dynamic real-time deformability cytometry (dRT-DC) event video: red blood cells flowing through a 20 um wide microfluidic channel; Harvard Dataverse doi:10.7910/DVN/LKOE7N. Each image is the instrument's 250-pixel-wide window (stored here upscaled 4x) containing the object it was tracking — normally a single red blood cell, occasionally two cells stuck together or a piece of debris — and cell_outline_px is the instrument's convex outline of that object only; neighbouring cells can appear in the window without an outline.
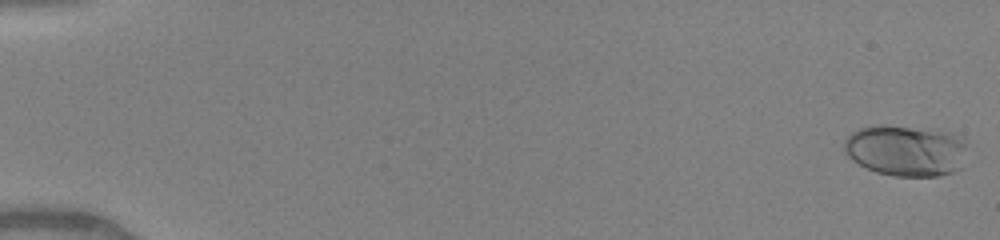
{"species": "human", "species_latin": "Homo sapiens", "temperature_condition": "warm", "stored_images_in_passage": 50, "camera_frame_rate_fps": 3000, "um_per_image_px": 0.085, "donor": {"sex": "female"}, "frame": {"image": 1, "passage_image": 1, "time_ms": 0.0, "image_size_px": [1000, 240], "cell_outline_px": [[964, 168], [956, 172], [940, 176], [892, 176], [876, 172], [852, 160], [844, 152], [844, 140], [852, 132], [860, 128], [872, 124], [884, 124], [952, 132], [964, 136]], "centroid_in_image_um": [77.02, 12.79], "position_along_channel_um": 8.0, "area_um2": 37.34}}
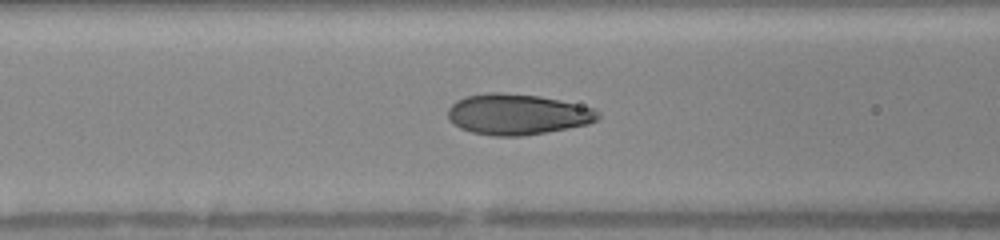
{"frame": {"image": 2, "passage_image": 22, "time_ms": 7.0, "image_size_px": [1000, 240], "cell_outline_px": [[600, 116], [596, 120], [588, 124], [568, 128], [524, 136], [492, 136], [472, 132], [460, 128], [448, 120], [448, 108], [456, 100], [464, 96], [488, 92], [500, 92], [540, 96], [560, 100], [596, 108], [600, 112]], "centroid_in_image_um": [43.97, 9.71], "position_along_channel_um": 122.6, "area_um2": 35.95}}
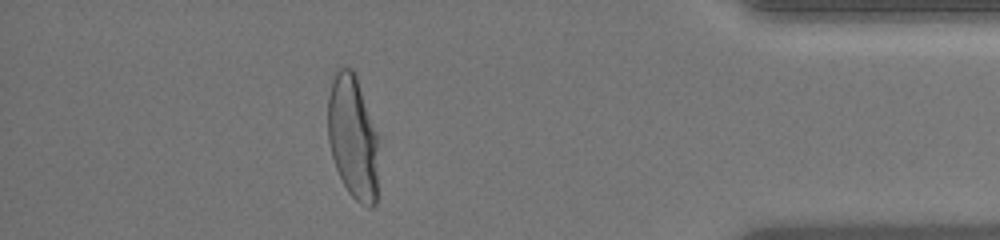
{"frame": {"image": 3, "passage_image": 45, "time_ms": 14.667, "image_size_px": [1000, 240], "cell_outline_px": [[376, 204], [372, 208], [368, 208], [360, 204], [348, 192], [336, 168], [332, 156], [328, 140], [328, 96], [332, 80], [336, 68], [352, 68], [356, 72], [376, 136]], "centroid_in_image_um": [29.95, 11.64], "position_along_channel_um": 405.2, "area_um2": 36.01}, "authors_computed_cell_mechanics": {"area_um2": 35.3736, "velocity_mm_per_s": 4.1261, "shape_relaxation_time_tau1_ms": 4.288, "shape_relaxation_time_tau2_ms": null, "deformation_change_tau1": 0.2257, "deformation_change_tau2": null}}